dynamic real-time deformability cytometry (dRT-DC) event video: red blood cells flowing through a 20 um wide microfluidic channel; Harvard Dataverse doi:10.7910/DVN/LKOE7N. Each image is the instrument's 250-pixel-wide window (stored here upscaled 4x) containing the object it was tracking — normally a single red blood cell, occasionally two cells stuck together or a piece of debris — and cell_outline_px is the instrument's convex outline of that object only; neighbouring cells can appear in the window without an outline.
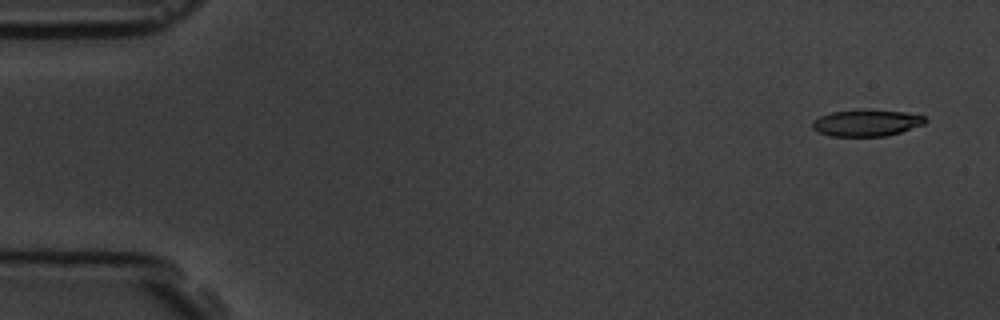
{"species": "common noctule bat (a hibernating species)", "species_latin": "Nyctalus noctula", "temperature_condition": "room temperature", "stored_images_in_passage": 5, "camera_frame_rate_fps": 3000, "um_per_image_px": 0.085, "animal": {"sex": "male", "body_mass_g": 19.5, "forearm_length_mm": 54.6}, "frame": {"image": 1, "passage_image": 1, "time_ms": 0.0, "image_size_px": [1000, 320], "cell_outline_px": [[928, 120], [924, 124], [900, 132], [884, 136], [832, 136], [820, 132], [812, 128], [812, 124], [820, 116], [832, 112], [872, 108], [904, 112], [924, 116]], "centroid_in_image_um": [73.69, 10.42], "position_along_channel_um": 11.3, "area_um2": 17.51}}
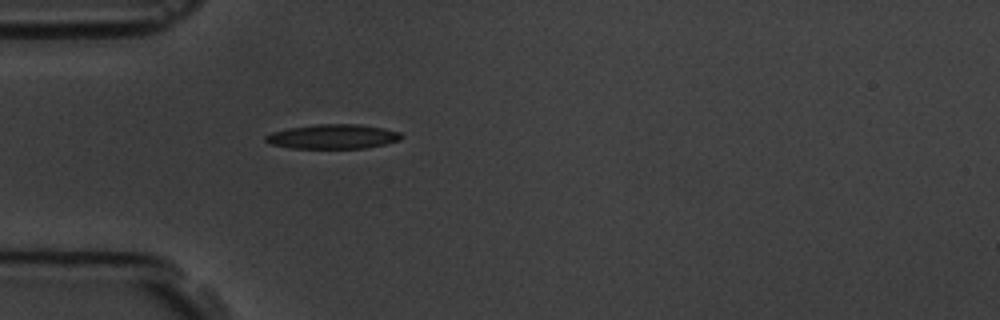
{"frame": {"image": 2, "passage_image": 5, "time_ms": 4.667, "image_size_px": [1000, 320], "cell_outline_px": [[404, 136], [400, 140], [384, 144], [364, 148], [292, 148], [272, 144], [264, 140], [264, 136], [272, 132], [288, 128], [316, 124], [356, 124], [384, 128], [400, 132]], "centroid_in_image_um": [28.3, 11.6], "position_along_channel_um": 56.7, "area_um2": 19.31}}